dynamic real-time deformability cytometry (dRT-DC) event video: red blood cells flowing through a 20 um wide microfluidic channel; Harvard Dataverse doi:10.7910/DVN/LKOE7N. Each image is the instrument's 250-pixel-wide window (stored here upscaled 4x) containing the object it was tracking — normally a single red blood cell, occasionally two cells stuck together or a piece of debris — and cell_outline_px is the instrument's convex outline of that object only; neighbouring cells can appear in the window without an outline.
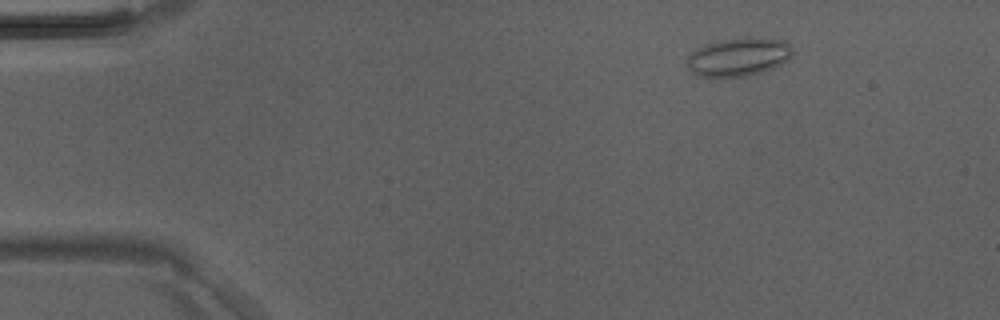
{"species": "Egyptian fruit bat (a non-hibernating species)", "species_latin": "Rousettus aegyptiacus", "temperature_condition": "room temperature", "stored_images_in_passage": 4, "camera_frame_rate_fps": 3000, "um_per_image_px": 0.085, "animal": {"sex": "male"}, "frame": {"image": 1, "passage_image": 1, "time_ms": 0.0, "image_size_px": [1000, 320], "cell_outline_px": [[792, 56], [788, 60], [772, 68], [760, 72], [744, 76], [696, 76], [688, 68], [688, 56], [696, 48], [704, 44], [720, 40], [744, 36], [756, 36], [784, 40], [792, 48]], "centroid_in_image_um": [62.78, 4.8], "position_along_channel_um": 22.2, "area_um2": 23.76}}